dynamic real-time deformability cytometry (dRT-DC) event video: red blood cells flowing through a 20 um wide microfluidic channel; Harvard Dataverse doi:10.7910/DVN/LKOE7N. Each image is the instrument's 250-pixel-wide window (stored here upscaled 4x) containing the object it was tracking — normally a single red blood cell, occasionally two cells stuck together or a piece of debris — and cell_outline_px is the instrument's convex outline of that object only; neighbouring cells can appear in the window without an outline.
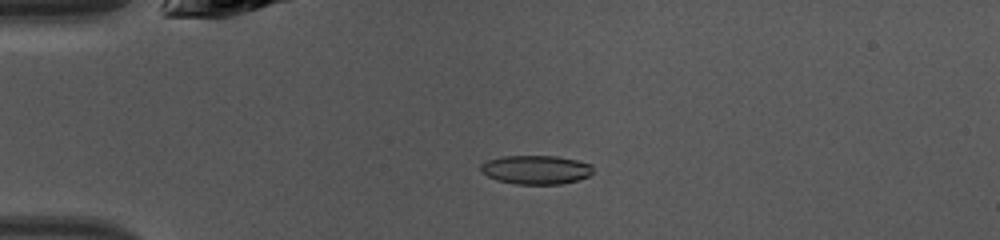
{"species": "common noctule bat (a hibernating species)", "species_latin": "Nyctalus noctula", "temperature_condition": "warm", "stored_images_in_passage": 32, "camera_frame_rate_fps": 3000, "um_per_image_px": 0.085, "animal": {"sex": "female", "body_mass_g": 10.0, "forearm_length_mm": 53.1}, "frame": {"image": 1, "passage_image": 2, "time_ms": 0.333, "image_size_px": [1000, 240], "cell_outline_px": [[592, 172], [588, 176], [576, 180], [560, 184], [516, 184], [496, 180], [480, 172], [480, 164], [488, 160], [504, 156], [556, 156], [576, 160], [592, 164]], "centroid_in_image_um": [45.52, 14.42], "position_along_channel_um": 39.5, "area_um2": 18.84}}
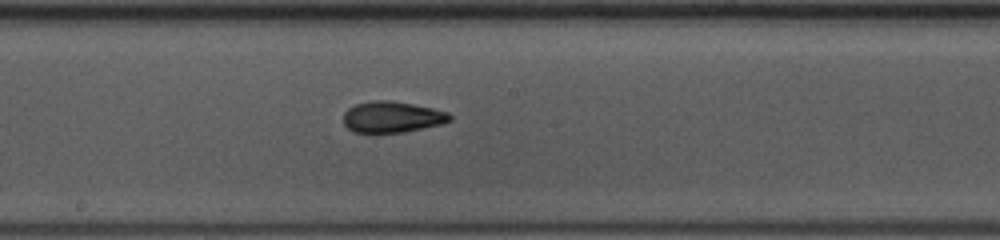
{"frame": {"image": 2, "passage_image": 16, "time_ms": 5.0, "image_size_px": [1000, 240], "cell_outline_px": [[452, 120], [440, 124], [404, 132], [352, 132], [344, 124], [344, 112], [348, 108], [356, 104], [372, 100], [392, 100], [432, 108], [448, 112], [452, 116]], "centroid_in_image_um": [33.32, 9.93], "position_along_channel_um": 214.9, "area_um2": 19.25}}
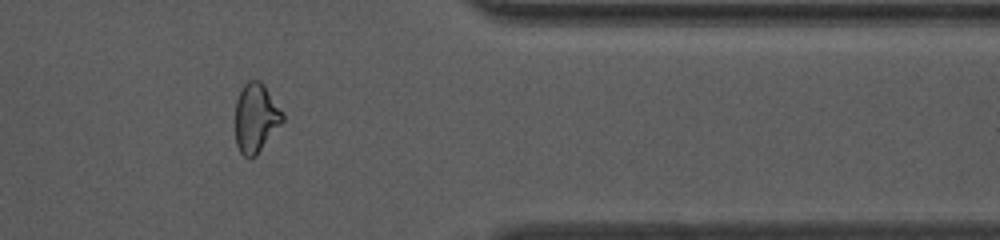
{"frame": {"image": 3, "passage_image": 29, "time_ms": 9.333, "image_size_px": [1000, 240], "cell_outline_px": [[284, 120], [256, 156], [244, 156], [240, 152], [236, 144], [236, 100], [240, 88], [248, 80], [260, 80], [264, 84], [284, 112]], "centroid_in_image_um": [21.76, 9.98], "position_along_channel_um": 389.6, "area_um2": 19.13}, "authors_computed_cell_mechanics": {"area_um2": 19.1896, "velocity_mm_per_s": 4.3326, "shape_relaxation_time_tau1_ms": 2.9745, "shape_relaxation_time_tau2_ms": 1.1951, "deformation_change_tau1": 0.1469, "deformation_change_tau2": 0.0808}}